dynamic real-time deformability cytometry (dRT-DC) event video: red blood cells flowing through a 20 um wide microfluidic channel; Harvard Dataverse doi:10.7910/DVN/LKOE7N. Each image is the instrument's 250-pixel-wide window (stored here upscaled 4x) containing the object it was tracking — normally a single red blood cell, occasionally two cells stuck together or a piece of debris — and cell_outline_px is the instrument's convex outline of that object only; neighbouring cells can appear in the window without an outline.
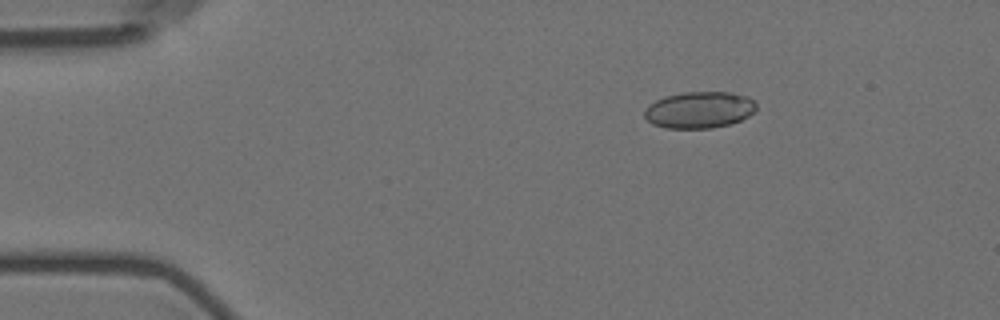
{"species": "Egyptian fruit bat (a non-hibernating species)", "species_latin": "Rousettus aegyptiacus", "temperature_condition": "room temperature", "stored_images_in_passage": 4, "camera_frame_rate_fps": 3000, "um_per_image_px": 0.085, "animal": {"sex": "female"}, "frame": {"image": 1, "passage_image": 1, "time_ms": 0.0, "image_size_px": [1000, 320], "cell_outline_px": [[756, 108], [748, 116], [740, 120], [728, 124], [712, 128], [664, 128], [652, 124], [644, 116], [644, 108], [648, 104], [664, 96], [684, 92], [732, 92], [748, 96], [756, 104]], "centroid_in_image_um": [59.4, 9.33], "position_along_channel_um": 25.6, "area_um2": 23.93}}